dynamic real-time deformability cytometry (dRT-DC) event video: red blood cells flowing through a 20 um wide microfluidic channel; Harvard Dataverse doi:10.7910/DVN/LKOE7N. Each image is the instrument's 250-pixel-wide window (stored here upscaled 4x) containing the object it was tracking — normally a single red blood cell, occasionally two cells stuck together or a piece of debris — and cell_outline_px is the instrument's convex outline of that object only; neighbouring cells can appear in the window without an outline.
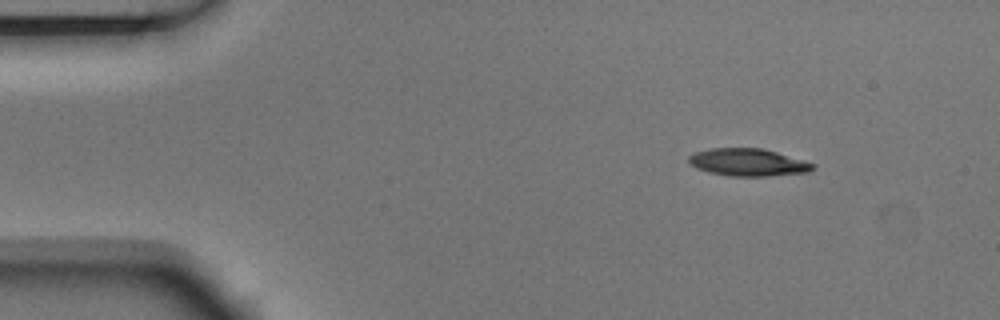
{"species": "Egyptian fruit bat (a non-hibernating species)", "species_latin": "Rousettus aegyptiacus", "temperature_condition": "room temperature", "stored_images_in_passage": 3, "camera_frame_rate_fps": 3000, "um_per_image_px": 0.085, "animal": {"sex": "male"}, "frame": {"image": 1, "passage_image": 1, "time_ms": 0.0, "image_size_px": [1000, 320], "cell_outline_px": [[816, 168], [808, 172], [764, 176], [732, 176], [712, 172], [696, 168], [688, 160], [688, 156], [696, 152], [712, 148], [764, 148], [804, 160], [816, 164]], "centroid_in_image_um": [63.63, 13.79], "position_along_channel_um": 21.4, "area_um2": 19.71}}